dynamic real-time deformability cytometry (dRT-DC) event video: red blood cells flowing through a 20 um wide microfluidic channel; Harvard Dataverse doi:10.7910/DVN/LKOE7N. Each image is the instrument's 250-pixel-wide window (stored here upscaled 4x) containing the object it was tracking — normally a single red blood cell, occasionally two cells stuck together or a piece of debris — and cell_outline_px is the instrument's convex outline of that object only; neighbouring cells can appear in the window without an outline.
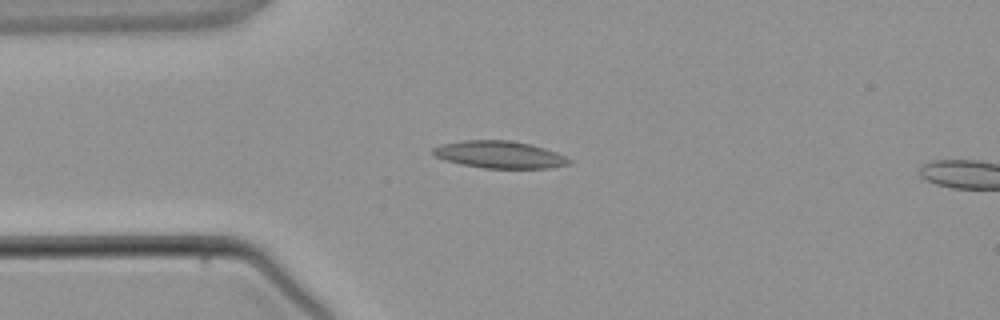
{"species": "common noctule bat (a hibernating species)", "species_latin": "Nyctalus noctula", "temperature_condition": "warm", "stored_images_in_passage": 5, "segment_of_instrument_passage": [1, 2], "camera_frame_rate_fps": 3000, "um_per_image_px": 0.085, "animal": {"sex": "male", "body_mass_g": 21.5, "forearm_length_mm": 52.0}, "frame": {"image": 1, "passage_image": 4, "time_ms": 4.333, "image_size_px": [1000, 320], "cell_outline_px": [[572, 164], [548, 168], [484, 168], [460, 164], [444, 160], [436, 156], [432, 152], [432, 148], [440, 144], [460, 140], [512, 140], [532, 144], [556, 152], [572, 160]], "centroid_in_image_um": [42.45, 13.13], "position_along_channel_um": 42.5, "area_um2": 21.79}}